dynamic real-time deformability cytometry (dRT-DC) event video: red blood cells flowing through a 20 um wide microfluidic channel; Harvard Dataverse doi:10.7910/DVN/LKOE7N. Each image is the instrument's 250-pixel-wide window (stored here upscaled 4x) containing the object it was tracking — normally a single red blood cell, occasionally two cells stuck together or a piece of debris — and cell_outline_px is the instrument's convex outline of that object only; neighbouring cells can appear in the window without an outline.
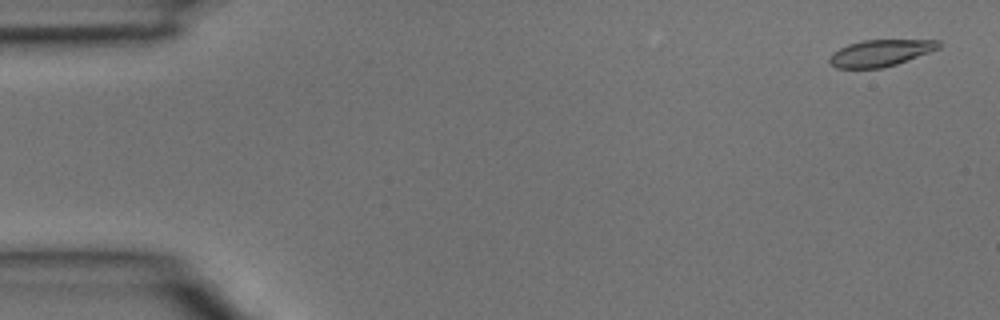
{"species": "common noctule bat (a hibernating species)", "species_latin": "Nyctalus noctula", "temperature_condition": "room temperature", "stored_images_in_passage": 5, "segment_of_instrument_passage": [2, 2], "camera_frame_rate_fps": 3000, "um_per_image_px": 0.085, "animal": {"sex": "male", "body_mass_g": 15.6}, "frame": {"image": 1, "passage_image": 5, "time_ms": 1.333, "image_size_px": [1000, 320], "cell_outline_px": [[940, 48], [896, 64], [880, 68], [836, 68], [828, 60], [832, 52], [848, 44], [864, 40], [940, 40]], "centroid_in_image_um": [74.82, 4.5], "position_along_channel_um": 10.2, "area_um2": 16.76}}